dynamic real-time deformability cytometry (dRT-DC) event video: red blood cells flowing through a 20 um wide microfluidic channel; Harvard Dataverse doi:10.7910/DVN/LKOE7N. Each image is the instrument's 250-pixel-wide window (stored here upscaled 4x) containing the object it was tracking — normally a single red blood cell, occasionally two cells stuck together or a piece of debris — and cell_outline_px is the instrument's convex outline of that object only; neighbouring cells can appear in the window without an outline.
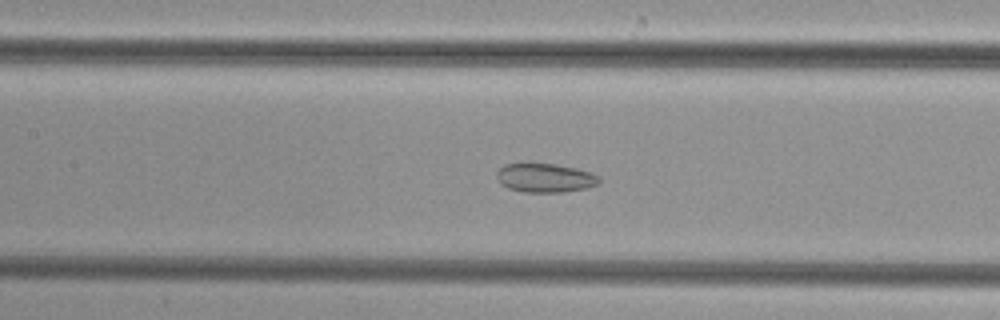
{"species": "common noctule bat (a hibernating species)", "species_latin": "Nyctalus noctula", "temperature_condition": "cold", "stored_images_in_passage": 49, "camera_frame_rate_fps": 3000, "um_per_image_px": 0.085, "animal": {"sex": "female", "body_mass_g": 29.2, "forearm_length_mm": 56.3}, "frame": {"image": 1, "passage_image": 21, "time_ms": 6.667, "image_size_px": [1000, 320], "cell_outline_px": [[600, 184], [588, 188], [564, 192], [524, 192], [508, 188], [500, 184], [496, 180], [496, 172], [504, 164], [520, 160], [528, 160], [556, 164], [576, 168], [592, 172], [600, 176]], "centroid_in_image_um": [46.29, 15.07], "position_along_channel_um": 161.1, "area_um2": 18.38}}
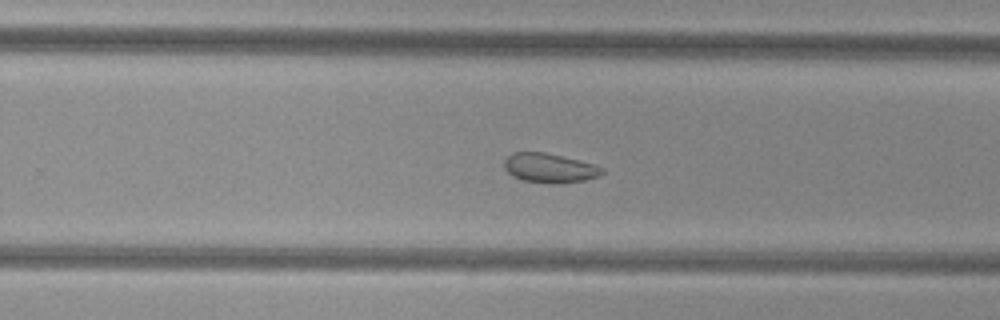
{"frame": {"image": 2, "passage_image": 30, "time_ms": 9.667, "image_size_px": [1000, 320], "cell_outline_px": [[604, 172], [600, 176], [584, 180], [560, 184], [548, 184], [524, 180], [512, 176], [504, 168], [504, 160], [512, 152], [544, 152], [596, 164], [604, 168]], "centroid_in_image_um": [46.73, 14.29], "position_along_channel_um": 283.1, "area_um2": 16.94}}
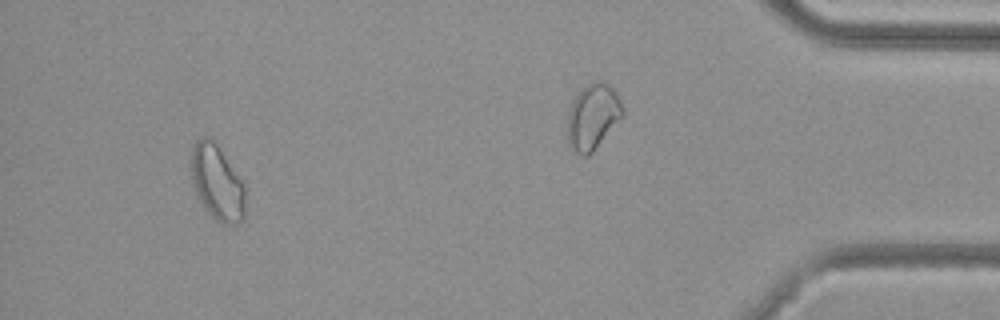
{"frame": {"image": 3, "passage_image": 45, "time_ms": 14.667, "image_size_px": [1000, 320], "cell_outline_px": [[244, 220], [240, 224], [224, 224], [216, 220], [204, 208], [196, 192], [188, 164], [188, 160], [192, 148], [196, 140], [200, 136], [208, 136], [216, 144], [244, 184]], "centroid_in_image_um": [18.41, 15.5], "position_along_channel_um": 416.8, "area_um2": 23.81}}